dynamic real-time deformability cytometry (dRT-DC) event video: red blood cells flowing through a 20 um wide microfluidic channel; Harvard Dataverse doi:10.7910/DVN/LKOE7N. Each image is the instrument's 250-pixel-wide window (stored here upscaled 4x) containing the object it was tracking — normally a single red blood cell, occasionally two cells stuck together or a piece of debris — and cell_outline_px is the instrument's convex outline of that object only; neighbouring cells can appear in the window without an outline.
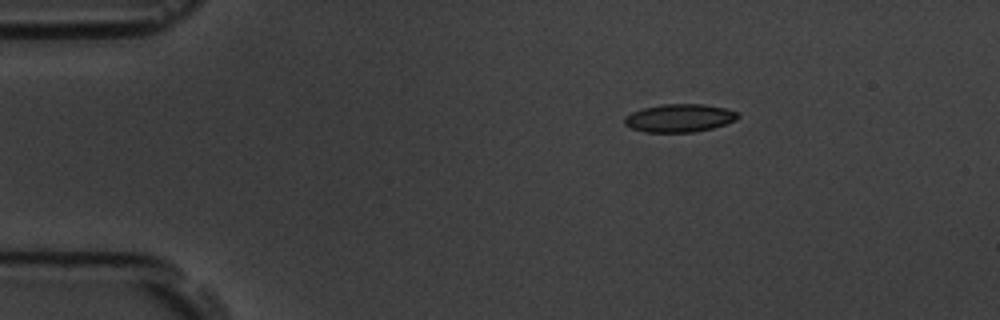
{"species": "common noctule bat (a hibernating species)", "species_latin": "Nyctalus noctula", "temperature_condition": "room temperature", "stored_images_in_passage": 3, "camera_frame_rate_fps": 3000, "um_per_image_px": 0.085, "animal": {"sex": "male", "body_mass_g": 19.5, "forearm_length_mm": 54.6}, "frame": {"image": 1, "passage_image": 1, "time_ms": 0.0, "image_size_px": [1000, 320], "cell_outline_px": [[740, 116], [736, 120], [712, 128], [692, 132], [644, 132], [632, 128], [624, 124], [624, 116], [640, 108], [660, 104], [704, 104], [724, 108], [740, 112]], "centroid_in_image_um": [57.74, 10.02], "position_along_channel_um": 27.3, "area_um2": 18.67}}